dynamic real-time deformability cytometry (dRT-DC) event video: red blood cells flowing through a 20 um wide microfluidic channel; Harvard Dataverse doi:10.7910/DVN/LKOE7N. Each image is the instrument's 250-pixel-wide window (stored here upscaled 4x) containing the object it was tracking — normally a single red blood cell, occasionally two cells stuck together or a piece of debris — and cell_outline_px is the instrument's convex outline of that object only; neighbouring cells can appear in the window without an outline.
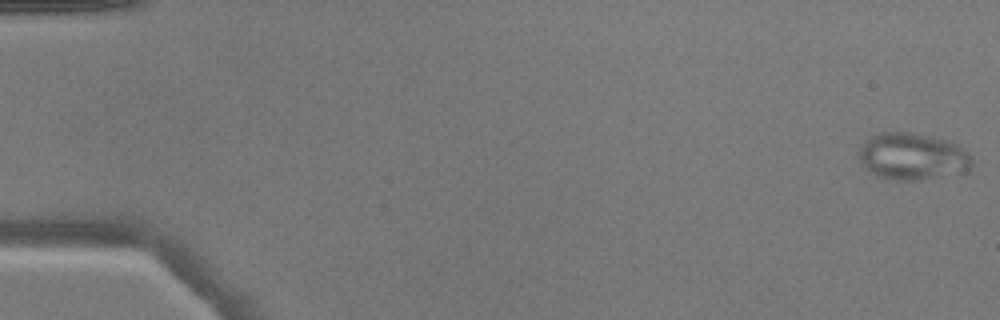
{"species": "common noctule bat (a hibernating species)", "species_latin": "Nyctalus noctula", "temperature_condition": "warm", "stored_images_in_passage": 51, "camera_frame_rate_fps": 3000, "um_per_image_px": 0.085, "animal": {"sex": "male", "body_mass_g": 17.9}, "frame": {"image": 1, "passage_image": 1, "time_ms": 0.0, "image_size_px": [1000, 320], "cell_outline_px": [[972, 168], [968, 172], [920, 180], [896, 180], [880, 176], [868, 172], [860, 160], [856, 152], [872, 136], [880, 132], [912, 132], [944, 140], [956, 144], [972, 156]], "centroid_in_image_um": [77.58, 13.32], "position_along_channel_um": 7.4, "area_um2": 30.92}}
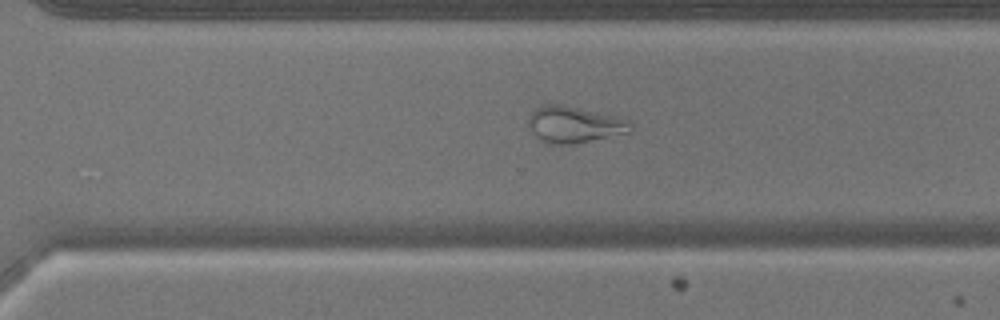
{"frame": {"image": 2, "passage_image": 36, "time_ms": 11.667, "image_size_px": [1000, 320], "cell_outline_px": [[632, 132], [572, 144], [544, 144], [532, 132], [528, 124], [528, 120], [532, 112], [536, 108], [548, 104], [560, 104], [616, 116], [632, 120]], "centroid_in_image_um": [48.84, 10.6], "position_along_channel_um": 321.8, "area_um2": 21.73}}
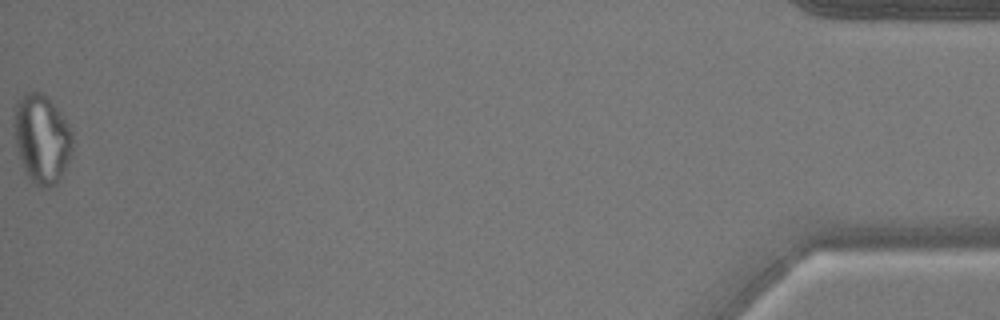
{"frame": {"image": 3, "passage_image": 51, "time_ms": 16.667, "image_size_px": [1000, 320], "cell_outline_px": [[72, 148], [68, 160], [56, 184], [48, 188], [44, 188], [36, 184], [28, 176], [24, 168], [16, 144], [16, 100], [24, 92], [40, 92], [60, 112], [72, 132]], "centroid_in_image_um": [3.56, 11.79], "position_along_channel_um": 431.6, "area_um2": 29.19}}